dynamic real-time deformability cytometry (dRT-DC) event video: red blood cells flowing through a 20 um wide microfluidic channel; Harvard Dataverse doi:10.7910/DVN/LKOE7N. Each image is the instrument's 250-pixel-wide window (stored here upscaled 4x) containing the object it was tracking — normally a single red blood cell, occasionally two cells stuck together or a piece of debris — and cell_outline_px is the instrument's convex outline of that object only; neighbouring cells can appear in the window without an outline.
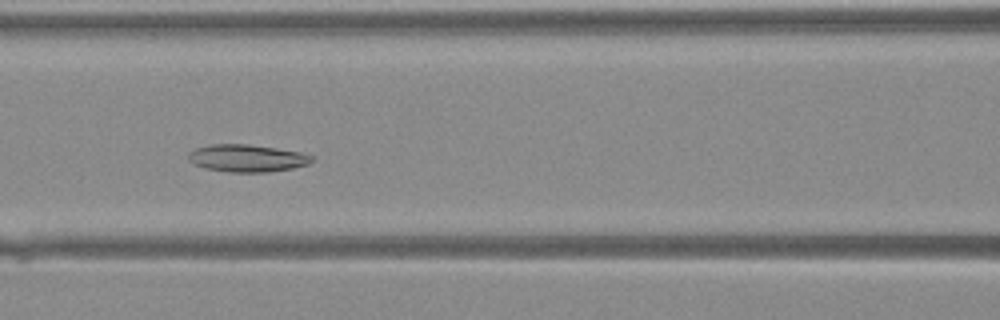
{"species": "Egyptian fruit bat (a non-hibernating species)", "species_latin": "Rousettus aegyptiacus", "temperature_condition": "warm", "stored_images_in_passage": 42, "camera_frame_rate_fps": 3000, "um_per_image_px": 0.085, "animal": {"sex": "female"}, "frame": {"image": 1, "passage_image": 19, "time_ms": 6.0, "image_size_px": [1000, 320], "cell_outline_px": [[312, 160], [308, 164], [292, 168], [268, 172], [228, 172], [204, 168], [188, 160], [188, 152], [196, 148], [212, 144], [248, 144], [276, 148], [300, 152], [312, 156]], "centroid_in_image_um": [20.97, 13.44], "position_along_channel_um": 145.6, "area_um2": 19.59}}
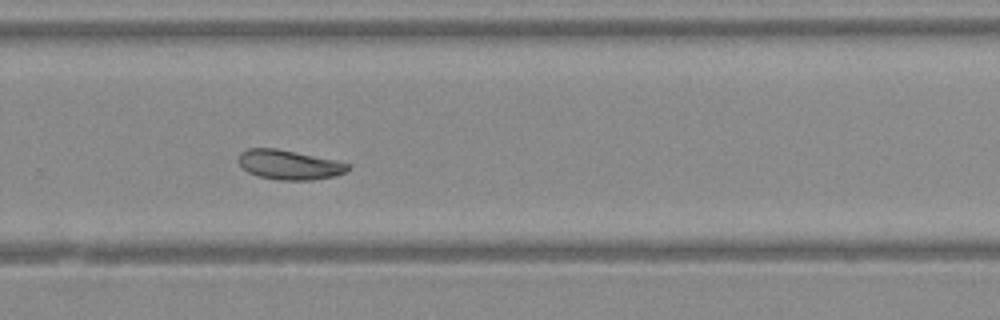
{"frame": {"image": 2, "passage_image": 29, "time_ms": 9.333, "image_size_px": [1000, 320], "cell_outline_px": [[348, 168], [344, 172], [336, 176], [312, 180], [280, 180], [256, 176], [248, 172], [240, 164], [240, 152], [248, 148], [276, 148], [336, 160], [348, 164]], "centroid_in_image_um": [24.57, 14.01], "position_along_channel_um": 305.2, "area_um2": 18.67}}
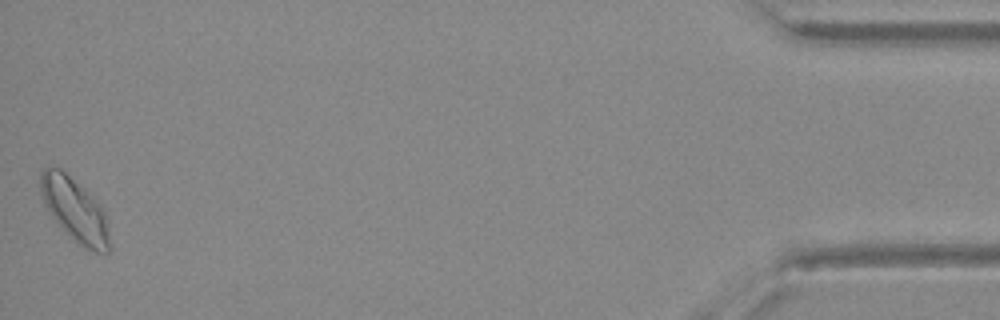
{"frame": {"image": 3, "passage_image": 42, "time_ms": 13.667, "image_size_px": [1000, 320], "cell_outline_px": [[112, 248], [108, 252], [96, 252], [84, 248], [44, 208], [40, 192], [40, 172], [44, 168], [60, 168], [100, 204], [104, 212]], "centroid_in_image_um": [6.36, 17.84], "position_along_channel_um": 428.8, "area_um2": 25.03}}